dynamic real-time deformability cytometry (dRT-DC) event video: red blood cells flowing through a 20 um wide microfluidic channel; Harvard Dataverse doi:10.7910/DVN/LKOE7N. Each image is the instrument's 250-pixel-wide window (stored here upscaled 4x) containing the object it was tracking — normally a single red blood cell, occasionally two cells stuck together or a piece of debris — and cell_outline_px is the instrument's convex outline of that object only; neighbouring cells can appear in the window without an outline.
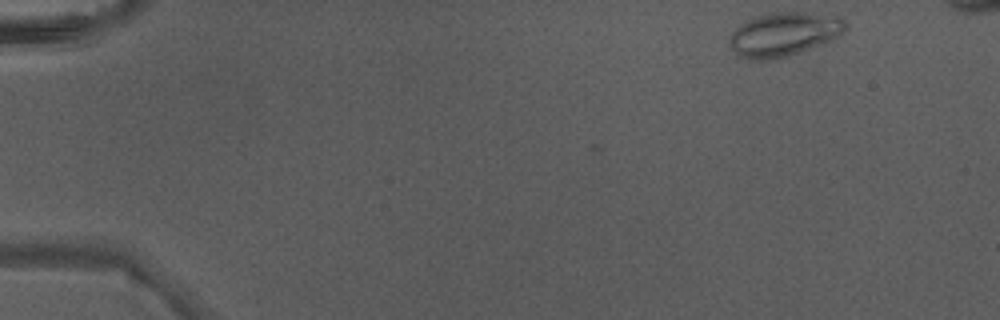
{"species": "Egyptian fruit bat (a non-hibernating species)", "species_latin": "Rousettus aegyptiacus", "temperature_condition": "warm", "stored_images_in_passage": 3, "camera_frame_rate_fps": 3000, "um_per_image_px": 0.085, "animal": {"sex": "male"}, "frame": {"image": 1, "passage_image": 1, "time_ms": 0.0, "image_size_px": [1000, 320], "cell_outline_px": [[848, 24], [832, 40], [800, 52], [788, 56], [772, 60], [748, 60], [736, 56], [728, 40], [728, 36], [740, 24], [752, 16], [776, 12], [804, 12], [844, 16]], "centroid_in_image_um": [66.59, 2.91], "position_along_channel_um": 18.4, "area_um2": 30.11}}